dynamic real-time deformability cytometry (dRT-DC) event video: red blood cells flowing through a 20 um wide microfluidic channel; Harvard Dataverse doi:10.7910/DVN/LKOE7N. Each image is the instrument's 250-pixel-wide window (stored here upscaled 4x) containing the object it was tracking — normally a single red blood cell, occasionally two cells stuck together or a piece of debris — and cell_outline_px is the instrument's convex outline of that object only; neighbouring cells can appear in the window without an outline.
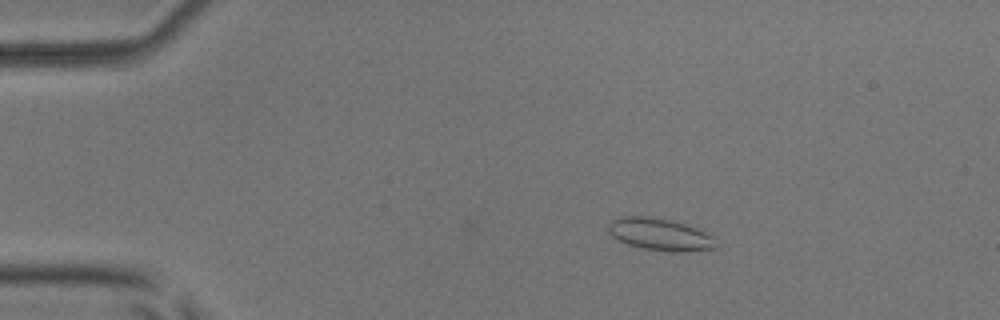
{"species": "common noctule bat (a hibernating species)", "species_latin": "Nyctalus noctula", "temperature_condition": "room temperature", "stored_images_in_passage": 44, "camera_frame_rate_fps": 3000, "um_per_image_px": 0.085, "animal": {"sex": "male", "body_mass_g": 17.9, "forearm_length_mm": 54.2}, "frame": {"image": 1, "passage_image": 1, "time_ms": 0.0, "image_size_px": [1000, 320], "cell_outline_px": [[716, 248], [684, 252], [664, 252], [644, 248], [628, 244], [616, 240], [608, 232], [608, 224], [612, 220], [620, 216], [652, 216], [684, 224], [696, 228], [712, 236]], "centroid_in_image_um": [56.04, 19.93], "position_along_channel_um": 29.0, "area_um2": 20.17}}
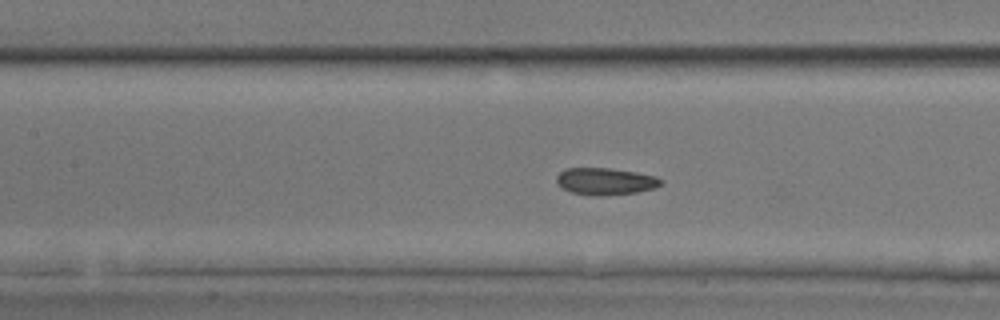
{"frame": {"image": 2, "passage_image": 16, "time_ms": 5.0, "image_size_px": [1000, 320], "cell_outline_px": [[664, 180], [656, 188], [636, 192], [600, 196], [592, 196], [572, 192], [556, 184], [556, 176], [564, 168], [608, 168], [636, 172], [656, 176]], "centroid_in_image_um": [51.45, 15.41], "position_along_channel_um": 156.0, "area_um2": 16.47}}
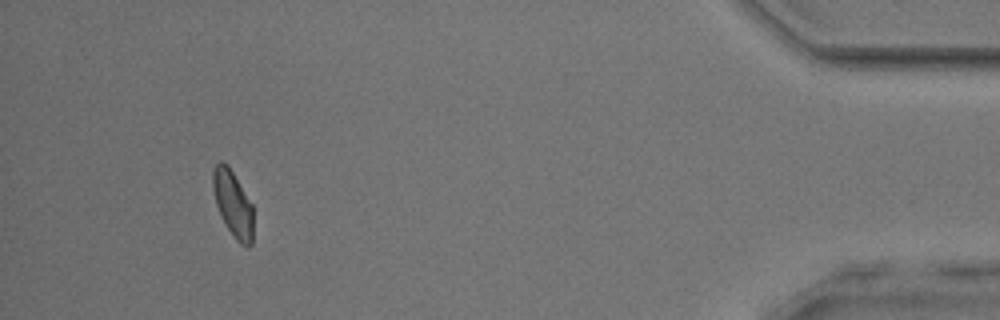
{"frame": {"image": 3, "passage_image": 41, "time_ms": 13.333, "image_size_px": [1000, 320], "cell_outline_px": [[252, 244], [248, 248], [240, 244], [236, 240], [228, 228], [216, 204], [212, 188], [212, 172], [216, 164], [220, 160], [228, 164], [252, 204]], "centroid_in_image_um": [19.79, 17.29], "position_along_channel_um": 415.4, "area_um2": 15.43}, "authors_computed_cell_mechanics": {"area_um2": 16.3863, "velocity_mm_per_s": 3.8842, "shape_relaxation_time_tau1_ms": null, "shape_relaxation_time_tau2_ms": 2.4965, "deformation_change_tau1": null, "deformation_change_tau2": 0.0806}}